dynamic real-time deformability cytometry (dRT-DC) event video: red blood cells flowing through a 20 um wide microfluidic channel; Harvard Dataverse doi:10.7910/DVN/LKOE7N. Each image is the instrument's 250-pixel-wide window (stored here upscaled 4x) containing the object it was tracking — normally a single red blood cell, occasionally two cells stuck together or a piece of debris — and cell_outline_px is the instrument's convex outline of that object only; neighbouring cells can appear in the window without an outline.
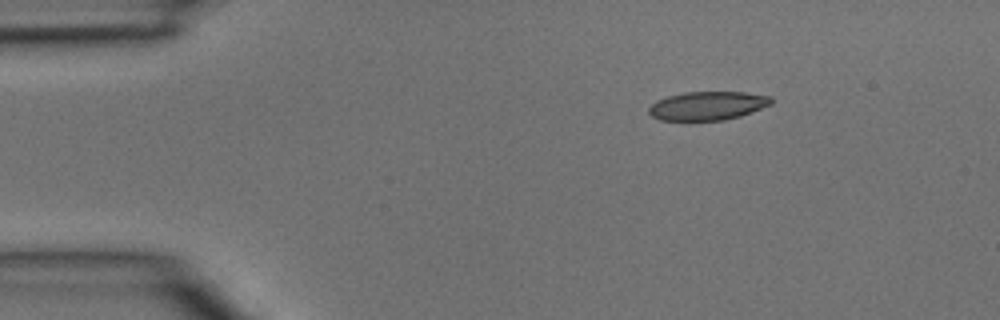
{"species": "common noctule bat (a hibernating species)", "species_latin": "Nyctalus noctula", "temperature_condition": "room temperature", "stored_images_in_passage": 3, "camera_frame_rate_fps": 3000, "um_per_image_px": 0.085, "animal": {"sex": "male", "body_mass_g": 15.6}, "frame": {"image": 1, "passage_image": 1, "time_ms": 0.0, "image_size_px": [1000, 320], "cell_outline_px": [[772, 104], [740, 116], [724, 120], [660, 120], [652, 116], [648, 112], [648, 108], [656, 100], [668, 96], [684, 92], [744, 92], [772, 96]], "centroid_in_image_um": [60.14, 8.98], "position_along_channel_um": 24.9, "area_um2": 20.4}}
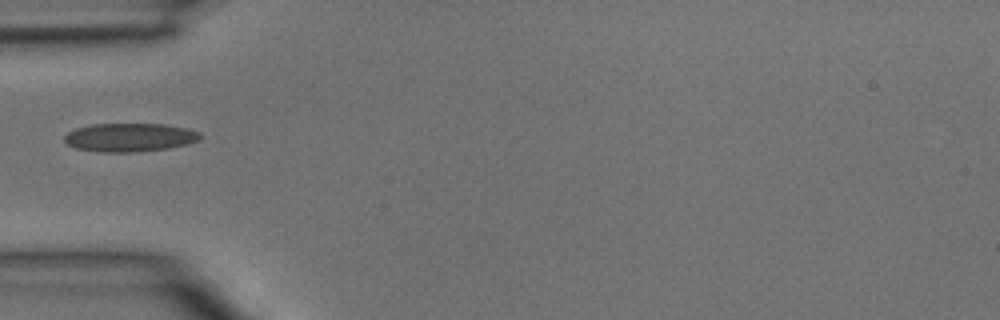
{"frame": {"image": 2, "passage_image": 3, "time_ms": 0.667, "image_size_px": [1000, 320], "cell_outline_px": [[200, 140], [188, 144], [168, 148], [132, 152], [100, 152], [76, 148], [68, 144], [64, 140], [64, 136], [68, 132], [76, 128], [92, 124], [164, 124], [188, 128], [200, 132]], "centroid_in_image_um": [11.04, 11.67], "position_along_channel_um": 74.0, "area_um2": 22.54}}